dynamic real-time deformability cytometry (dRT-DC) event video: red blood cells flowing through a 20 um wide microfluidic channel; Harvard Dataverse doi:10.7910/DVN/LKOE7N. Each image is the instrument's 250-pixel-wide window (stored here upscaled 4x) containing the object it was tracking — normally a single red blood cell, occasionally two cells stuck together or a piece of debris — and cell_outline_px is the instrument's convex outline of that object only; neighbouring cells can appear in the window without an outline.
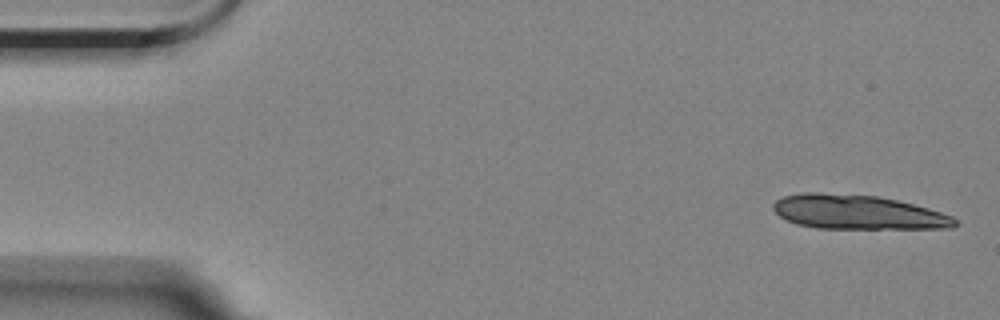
{"species": "Egyptian fruit bat (a non-hibernating species)", "species_latin": "Rousettus aegyptiacus", "temperature_condition": "room temperature", "stored_images_in_passage": 9, "camera_frame_rate_fps": 3000, "um_per_image_px": 0.085, "animal": {"sex": "female"}, "frame": {"image": 1, "passage_image": 1, "time_ms": 0.0, "image_size_px": [1000, 320], "cell_outline_px": [[956, 224], [952, 228], [816, 228], [796, 224], [784, 220], [772, 208], [772, 204], [776, 200], [784, 196], [800, 192], [816, 192], [880, 196], [928, 208], [952, 216], [956, 220]], "centroid_in_image_um": [72.84, 18.03], "position_along_channel_um": 12.2, "area_um2": 36.3}}
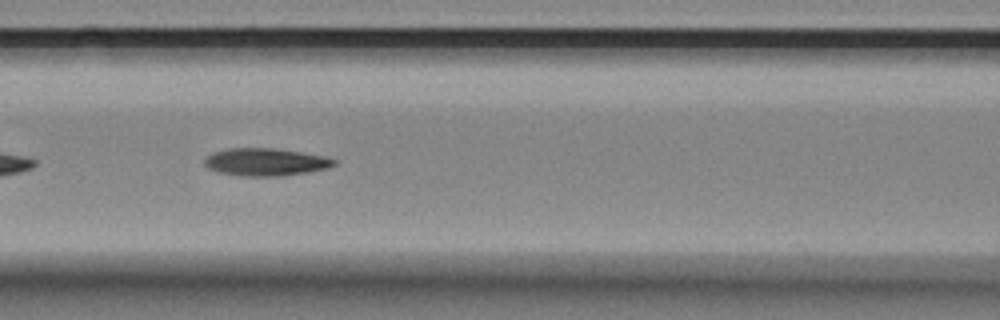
{"frame": {"image": 2, "passage_image": 7, "time_ms": 7.333, "image_size_px": [1000, 320], "cell_outline_px": [[336, 164], [328, 168], [308, 172], [280, 176], [240, 176], [220, 172], [208, 168], [204, 164], [204, 160], [212, 152], [224, 148], [276, 148], [324, 156], [336, 160]], "centroid_in_image_um": [22.56, 13.76], "position_along_channel_um": 144.0, "area_um2": 20.87}}
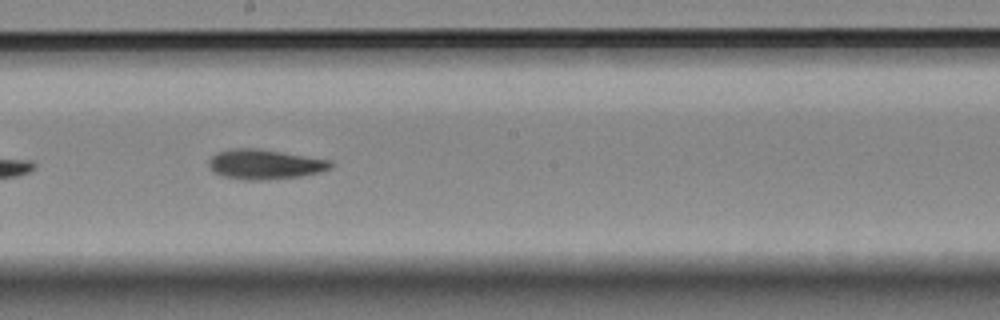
{"frame": {"image": 3, "passage_image": 9, "time_ms": 9.667, "image_size_px": [1000, 320], "cell_outline_px": [[332, 168], [320, 172], [300, 176], [264, 180], [244, 180], [224, 176], [212, 172], [208, 168], [208, 160], [216, 152], [232, 148], [256, 148], [332, 160]], "centroid_in_image_um": [22.47, 13.96], "position_along_channel_um": 225.7, "area_um2": 21.33}}